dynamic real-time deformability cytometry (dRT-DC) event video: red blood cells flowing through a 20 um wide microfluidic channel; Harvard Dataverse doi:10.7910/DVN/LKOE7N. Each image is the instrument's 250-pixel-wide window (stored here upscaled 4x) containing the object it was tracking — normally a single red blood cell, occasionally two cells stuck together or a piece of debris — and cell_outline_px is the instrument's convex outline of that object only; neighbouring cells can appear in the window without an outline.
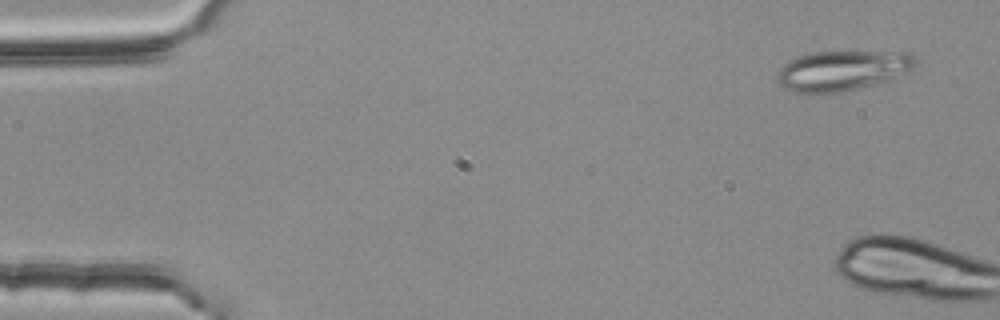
{"species": "common noctule bat (a hibernating species)", "species_latin": "Nyctalus noctula", "temperature_condition": "room temperature", "stored_images_in_passage": 4, "camera_frame_rate_fps": 3000, "um_per_image_px": 0.085, "animal": {"sex": "female", "body_mass_g": 25.1}, "frame": {"image": 1, "passage_image": 1, "time_ms": 0.0, "image_size_px": [1000, 320], "cell_outline_px": [[916, 64], [912, 68], [896, 80], [860, 88], [840, 92], [812, 96], [808, 96], [788, 92], [776, 80], [776, 72], [788, 60], [796, 56], [816, 52], [912, 52], [916, 60]], "centroid_in_image_um": [71.56, 6.05], "position_along_channel_um": 13.4, "area_um2": 33.58}}